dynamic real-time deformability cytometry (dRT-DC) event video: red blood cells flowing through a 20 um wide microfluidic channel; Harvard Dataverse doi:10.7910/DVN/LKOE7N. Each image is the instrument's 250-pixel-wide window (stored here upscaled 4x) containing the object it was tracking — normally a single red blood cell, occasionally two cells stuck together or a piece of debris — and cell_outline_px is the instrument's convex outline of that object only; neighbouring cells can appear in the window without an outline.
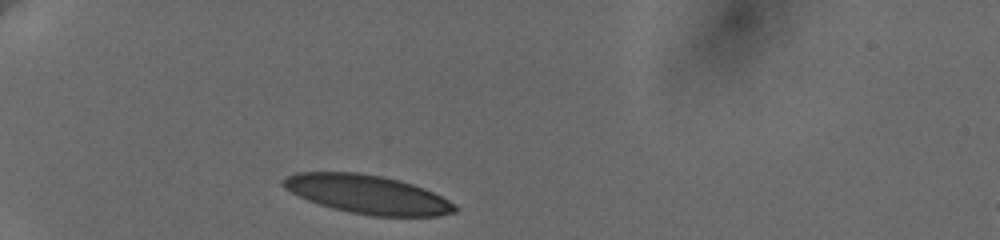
{"species": "human", "species_latin": "Homo sapiens", "temperature_condition": "cold", "stored_images_in_passage": 33, "camera_frame_rate_fps": 3000, "um_per_image_px": 0.085, "donor": {"sex": "female"}, "frame": {"image": 1, "passage_image": 1, "time_ms": 0.0, "image_size_px": [1000, 240], "cell_outline_px": [[456, 212], [440, 216], [372, 216], [348, 212], [332, 208], [308, 200], [284, 188], [280, 184], [280, 180], [284, 176], [296, 172], [356, 172], [380, 176], [400, 180], [424, 188], [456, 204]], "centroid_in_image_um": [31.2, 16.52], "position_along_channel_um": 53.8, "area_um2": 38.73}}
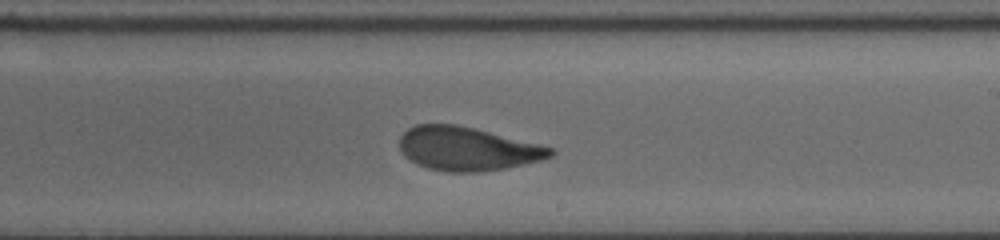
{"frame": {"image": 2, "passage_image": 18, "time_ms": 6.333, "image_size_px": [1000, 240], "cell_outline_px": [[556, 152], [552, 156], [540, 160], [504, 168], [476, 172], [448, 172], [428, 168], [416, 164], [404, 156], [400, 148], [400, 136], [408, 128], [416, 124], [456, 124], [552, 148]], "centroid_in_image_um": [39.65, 12.65], "position_along_channel_um": 249.3, "area_um2": 37.8}}
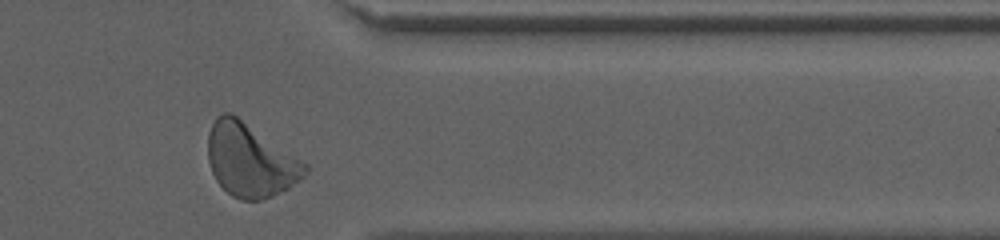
{"frame": {"image": 3, "passage_image": 32, "time_ms": 10.333, "image_size_px": [1000, 240], "cell_outline_px": [[308, 172], [300, 180], [288, 188], [272, 196], [260, 200], [244, 200], [232, 196], [216, 180], [212, 172], [208, 160], [208, 132], [216, 116], [224, 112], [232, 112], [308, 164]], "centroid_in_image_um": [21.27, 13.6], "position_along_channel_um": 390.1, "area_um2": 41.38}, "authors_computed_cell_mechanics": {"area_um2": 39.1884, "velocity_mm_per_s": 3.6138, "shape_relaxation_time_tau1_ms": 4.5367, "shape_relaxation_time_tau2_ms": 1.0423, "deformation_change_tau1": 0.1515, "deformation_change_tau2": 0.0844}}